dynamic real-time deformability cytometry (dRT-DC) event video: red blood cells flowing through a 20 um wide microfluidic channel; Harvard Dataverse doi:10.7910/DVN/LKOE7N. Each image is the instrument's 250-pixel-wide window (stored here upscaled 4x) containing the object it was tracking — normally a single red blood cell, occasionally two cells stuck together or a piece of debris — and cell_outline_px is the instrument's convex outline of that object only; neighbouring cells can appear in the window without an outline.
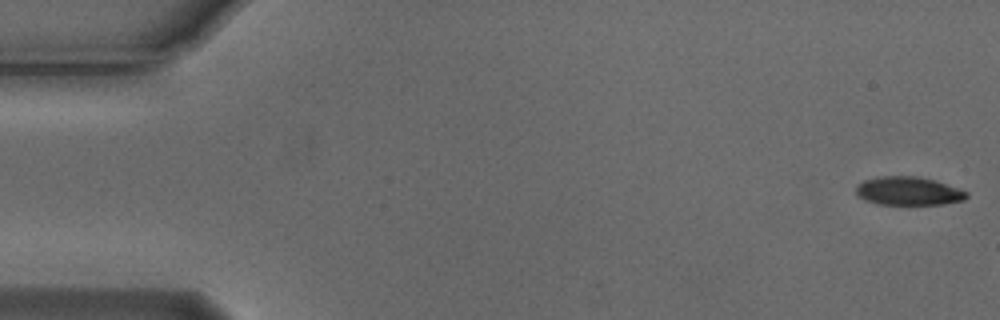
{"species": "Egyptian fruit bat (a non-hibernating species)", "species_latin": "Rousettus aegyptiacus", "temperature_condition": "cold", "stored_images_in_passage": 3, "camera_frame_rate_fps": 3000, "um_per_image_px": 0.085, "animal": {"sex": "male"}, "frame": {"image": 1, "passage_image": 1, "time_ms": 0.0, "image_size_px": [1000, 320], "cell_outline_px": [[968, 196], [964, 200], [944, 204], [876, 204], [864, 200], [856, 196], [856, 184], [864, 180], [876, 176], [920, 176], [968, 192]], "centroid_in_image_um": [77.14, 16.24], "position_along_channel_um": 7.9, "area_um2": 18.38}}